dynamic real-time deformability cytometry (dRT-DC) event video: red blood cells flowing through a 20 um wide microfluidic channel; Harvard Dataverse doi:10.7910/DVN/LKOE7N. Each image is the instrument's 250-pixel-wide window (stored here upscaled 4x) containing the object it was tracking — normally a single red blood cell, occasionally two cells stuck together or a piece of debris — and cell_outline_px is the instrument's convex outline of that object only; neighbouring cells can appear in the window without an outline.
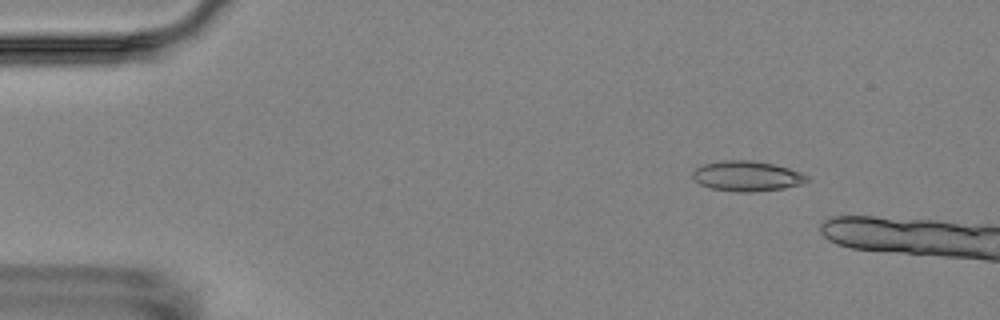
{"species": "Egyptian fruit bat (a non-hibernating species)", "species_latin": "Rousettus aegyptiacus", "temperature_condition": "room temperature", "stored_images_in_passage": 4, "camera_frame_rate_fps": 3000, "um_per_image_px": 0.085, "animal": {"sex": "female"}, "frame": {"image": 1, "passage_image": 2, "time_ms": 1.333, "image_size_px": [1000, 320], "cell_outline_px": [[808, 180], [800, 184], [784, 188], [752, 192], [740, 192], [712, 188], [700, 184], [692, 176], [692, 172], [696, 168], [704, 164], [720, 160], [748, 160], [772, 164], [788, 168], [800, 172], [808, 176]], "centroid_in_image_um": [63.47, 14.96], "position_along_channel_um": 21.5, "area_um2": 19.88}}